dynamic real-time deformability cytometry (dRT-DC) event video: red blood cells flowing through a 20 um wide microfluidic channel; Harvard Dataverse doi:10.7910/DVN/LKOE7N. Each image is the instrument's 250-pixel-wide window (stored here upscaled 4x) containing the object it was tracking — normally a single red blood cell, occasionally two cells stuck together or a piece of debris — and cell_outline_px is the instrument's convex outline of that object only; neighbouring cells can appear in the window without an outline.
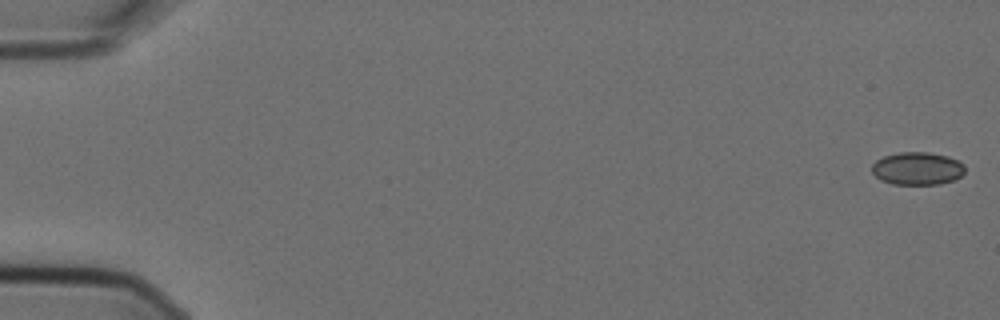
{"species": "Egyptian fruit bat (a non-hibernating species)", "species_latin": "Rousettus aegyptiacus", "temperature_condition": "cold", "stored_images_in_passage": 7, "camera_frame_rate_fps": 3000, "um_per_image_px": 0.085, "animal": {"sex": "female"}, "frame": {"image": 1, "passage_image": 1, "time_ms": 0.0, "image_size_px": [1000, 320], "cell_outline_px": [[964, 172], [956, 180], [940, 184], [892, 184], [880, 180], [872, 172], [872, 164], [876, 160], [884, 156], [900, 152], [928, 152], [948, 156], [964, 164]], "centroid_in_image_um": [77.97, 14.32], "position_along_channel_um": 7.0, "area_um2": 17.86}}
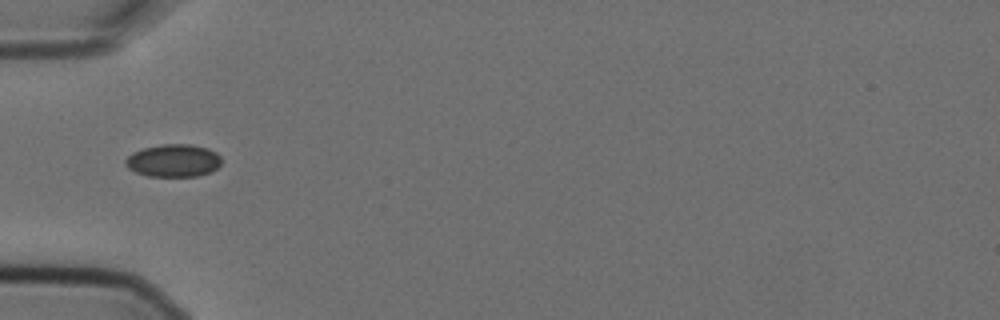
{"frame": {"image": 2, "passage_image": 5, "time_ms": 1.333, "image_size_px": [1000, 320], "cell_outline_px": [[220, 164], [212, 172], [196, 176], [148, 176], [136, 172], [128, 168], [124, 164], [124, 160], [132, 152], [144, 148], [164, 144], [192, 144], [208, 148], [216, 152], [220, 156]], "centroid_in_image_um": [14.74, 13.65], "position_along_channel_um": 70.3, "area_um2": 18.32}}
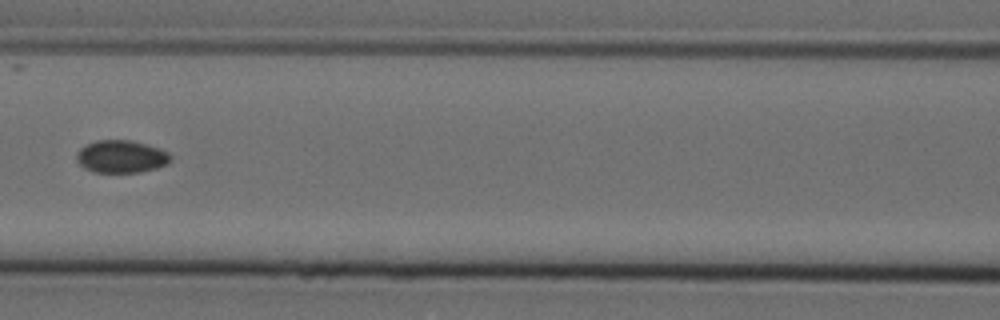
{"frame": {"image": 3, "passage_image": 7, "time_ms": 2.0, "image_size_px": [1000, 320], "cell_outline_px": [[172, 160], [168, 164], [156, 168], [140, 172], [92, 172], [84, 168], [76, 160], [76, 152], [80, 148], [96, 140], [132, 140], [148, 144], [160, 148], [168, 152], [172, 156]], "centroid_in_image_um": [10.33, 13.3], "position_along_channel_um": 156.3, "area_um2": 18.09}}